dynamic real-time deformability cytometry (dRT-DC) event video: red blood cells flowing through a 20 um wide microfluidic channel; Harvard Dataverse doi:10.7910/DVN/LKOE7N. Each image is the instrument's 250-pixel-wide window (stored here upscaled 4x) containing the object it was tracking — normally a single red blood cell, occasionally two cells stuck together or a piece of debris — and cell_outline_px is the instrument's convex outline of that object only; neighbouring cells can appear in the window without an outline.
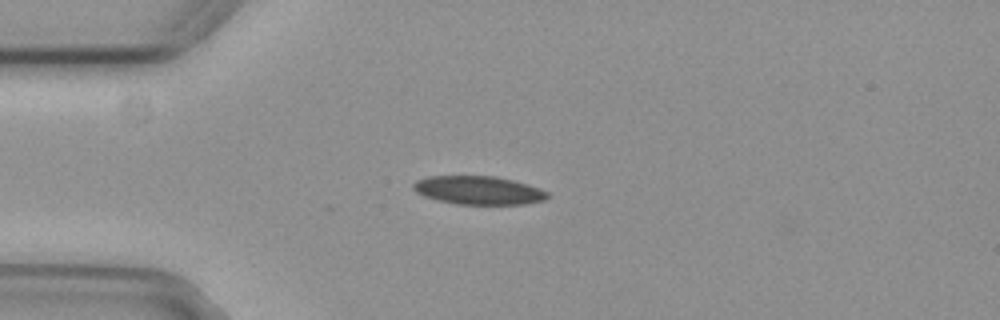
{"species": "common noctule bat (a hibernating species)", "species_latin": "Nyctalus noctula", "temperature_condition": "cold", "stored_images_in_passage": 39, "camera_frame_rate_fps": 3000, "um_per_image_px": 0.085, "animal": {"sex": "female", "body_mass_g": 29.2, "forearm_length_mm": 56.3}, "frame": {"image": 1, "passage_image": 1, "time_ms": 0.0, "image_size_px": [1000, 320], "cell_outline_px": [[548, 196], [544, 200], [524, 204], [456, 204], [436, 200], [424, 196], [416, 192], [412, 188], [412, 184], [416, 180], [428, 176], [496, 176], [528, 184], [540, 188], [548, 192]], "centroid_in_image_um": [40.64, 16.17], "position_along_channel_um": 44.4, "area_um2": 22.31}}
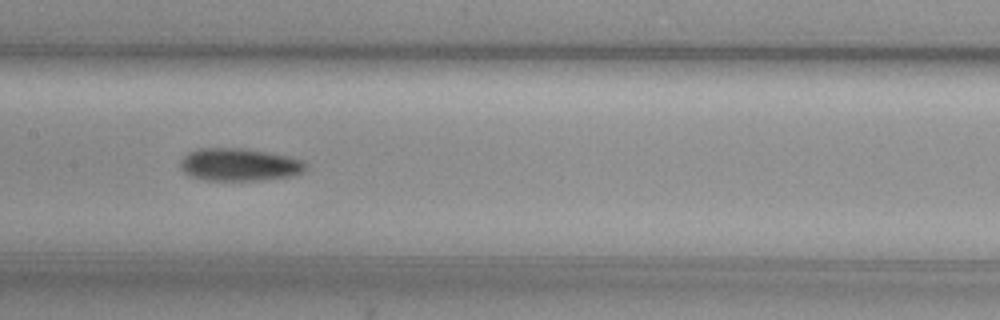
{"frame": {"image": 2, "passage_image": 14, "time_ms": 4.333, "image_size_px": [1000, 320], "cell_outline_px": [[308, 164], [304, 172], [292, 176], [260, 180], [204, 180], [188, 176], [180, 168], [180, 160], [188, 152], [200, 148], [240, 148], [288, 156], [304, 160]], "centroid_in_image_um": [20.33, 14.0], "position_along_channel_um": 187.1, "area_um2": 23.99}}
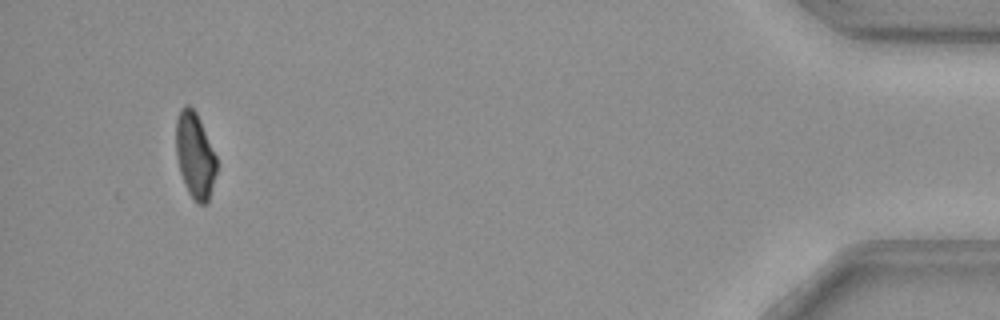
{"frame": {"image": 3, "passage_image": 39, "time_ms": 12.667, "image_size_px": [1000, 320], "cell_outline_px": [[216, 172], [208, 204], [196, 204], [188, 192], [180, 172], [176, 156], [176, 120], [180, 108], [184, 104], [188, 104], [196, 112], [200, 120], [216, 156]], "centroid_in_image_um": [16.56, 13.21], "position_along_channel_um": 418.6, "area_um2": 20.35}, "authors_computed_cell_mechanics": {"area_um2": 22.7154, "velocity_mm_per_s": 3.7381, "shape_relaxation_time_tau1_ms": 4.5932, "shape_relaxation_time_tau2_ms": null, "deformation_change_tau1": 0.1095, "deformation_change_tau2": null}}